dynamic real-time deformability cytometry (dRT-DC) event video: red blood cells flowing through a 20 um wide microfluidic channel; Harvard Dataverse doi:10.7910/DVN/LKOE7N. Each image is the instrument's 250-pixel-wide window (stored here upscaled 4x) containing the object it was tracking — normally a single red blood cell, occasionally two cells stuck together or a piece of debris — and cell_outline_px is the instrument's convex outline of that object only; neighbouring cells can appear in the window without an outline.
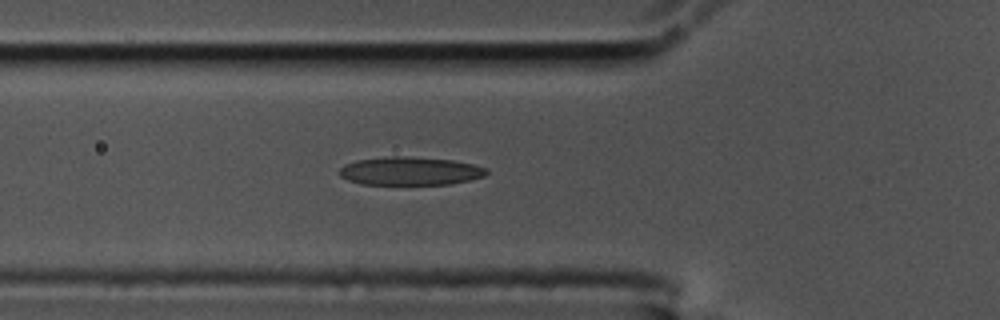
{"species": "common noctule bat (a hibernating species)", "species_latin": "Nyctalus noctula", "temperature_condition": "cold", "stored_images_in_passage": 28, "camera_frame_rate_fps": 3000, "um_per_image_px": 0.085, "animal": {"sex": "male", "body_mass_g": 17.5, "forearm_length_mm": 52.3}, "frame": {"image": 1, "passage_image": 10, "time_ms": 3.0, "image_size_px": [1000, 320], "cell_outline_px": [[488, 172], [484, 176], [452, 184], [360, 184], [348, 180], [340, 176], [340, 168], [344, 164], [356, 160], [392, 156], [400, 156], [452, 160], [472, 164], [488, 168]], "centroid_in_image_um": [34.85, 14.54], "position_along_channel_um": 91.0, "area_um2": 24.1}}
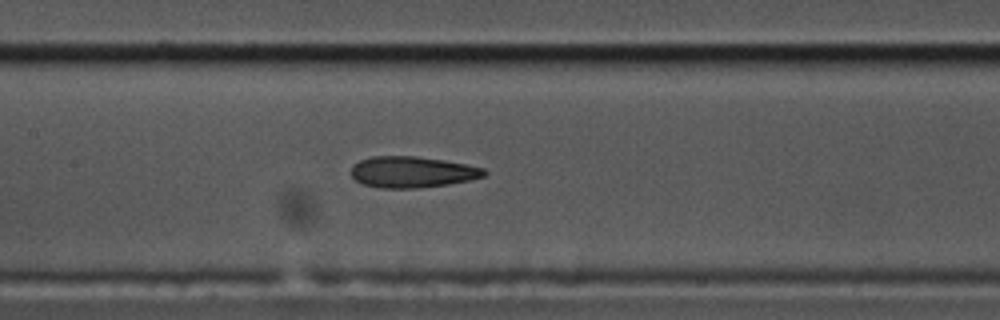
{"frame": {"image": 2, "passage_image": 17, "time_ms": 5.333, "image_size_px": [1000, 320], "cell_outline_px": [[488, 172], [484, 176], [468, 180], [448, 184], [420, 188], [380, 188], [360, 184], [352, 176], [352, 164], [360, 160], [372, 156], [416, 156], [444, 160], [484, 168]], "centroid_in_image_um": [35.0, 14.62], "position_along_channel_um": 172.4, "area_um2": 24.22}}
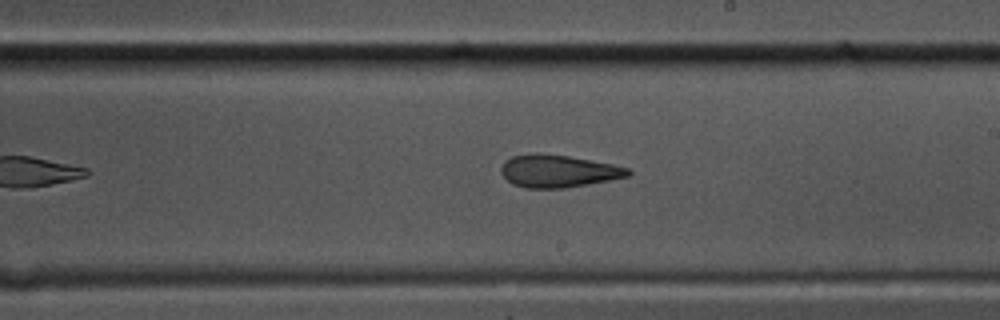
{"frame": {"image": 3, "passage_image": 23, "time_ms": 7.333, "image_size_px": [1000, 320], "cell_outline_px": [[632, 172], [628, 176], [588, 184], [564, 188], [524, 188], [512, 184], [500, 172], [500, 168], [504, 160], [512, 156], [532, 152], [536, 152], [568, 156], [612, 164], [628, 168]], "centroid_in_image_um": [47.39, 14.53], "position_along_channel_um": 241.6, "area_um2": 24.1}}